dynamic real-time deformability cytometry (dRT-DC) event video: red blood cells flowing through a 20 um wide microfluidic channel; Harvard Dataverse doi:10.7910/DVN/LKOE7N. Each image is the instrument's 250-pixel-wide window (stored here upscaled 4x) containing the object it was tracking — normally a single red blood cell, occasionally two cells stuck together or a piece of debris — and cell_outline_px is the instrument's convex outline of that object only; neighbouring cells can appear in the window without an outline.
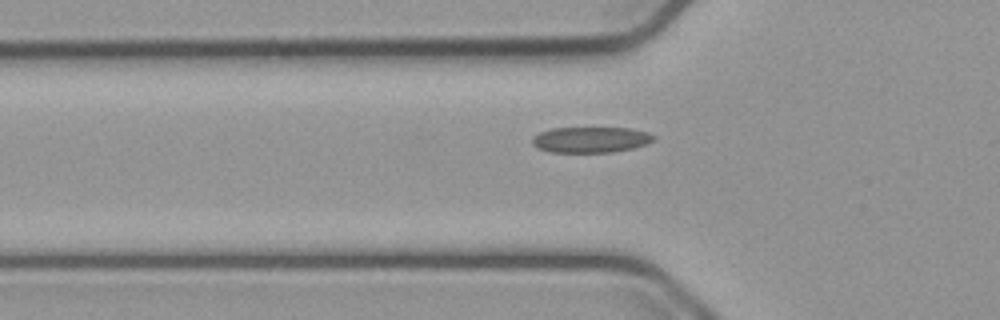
{"species": "common noctule bat (a hibernating species)", "species_latin": "Nyctalus noctula", "temperature_condition": "cold", "stored_images_in_passage": 34, "camera_frame_rate_fps": 3000, "um_per_image_px": 0.085, "animal": {"sex": "male", "body_mass_g": 23.1, "forearm_length_mm": 52.7}, "frame": {"image": 1, "passage_image": 3, "time_ms": 0.667, "image_size_px": [1000, 320], "cell_outline_px": [[648, 140], [640, 144], [624, 148], [600, 152], [560, 152], [544, 148], [536, 144], [536, 136], [548, 132], [564, 128], [616, 128], [640, 132], [648, 136]], "centroid_in_image_um": [50.13, 11.87], "position_along_channel_um": 75.7, "area_um2": 15.78}}
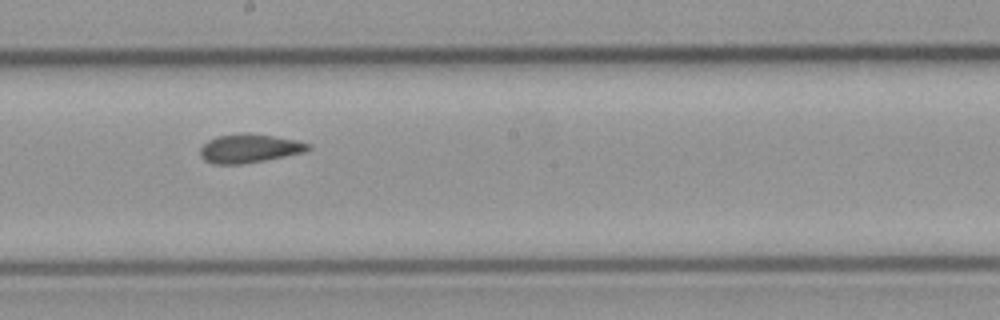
{"frame": {"image": 2, "passage_image": 15, "time_ms": 4.667, "image_size_px": [1000, 320], "cell_outline_px": [[308, 148], [296, 152], [256, 160], [208, 160], [204, 156], [204, 148], [212, 140], [224, 136], [264, 136], [304, 144]], "centroid_in_image_um": [21.19, 12.58], "position_along_channel_um": 227.0, "area_um2": 13.87}}
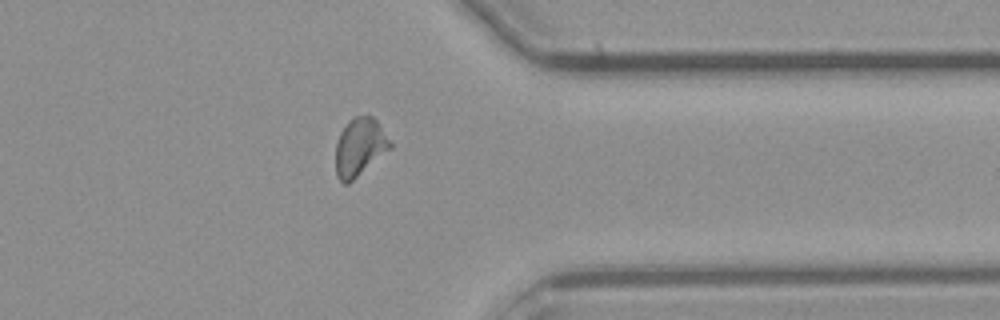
{"frame": {"image": 3, "passage_image": 28, "time_ms": 9.0, "image_size_px": [1000, 320], "cell_outline_px": [[376, 144], [360, 168], [348, 180], [340, 180], [336, 172], [336, 148], [340, 136], [344, 128], [352, 120], [364, 116], [368, 116], [376, 124]], "centroid_in_image_um": [30.16, 12.45], "position_along_channel_um": 381.2, "area_um2": 13.01}}